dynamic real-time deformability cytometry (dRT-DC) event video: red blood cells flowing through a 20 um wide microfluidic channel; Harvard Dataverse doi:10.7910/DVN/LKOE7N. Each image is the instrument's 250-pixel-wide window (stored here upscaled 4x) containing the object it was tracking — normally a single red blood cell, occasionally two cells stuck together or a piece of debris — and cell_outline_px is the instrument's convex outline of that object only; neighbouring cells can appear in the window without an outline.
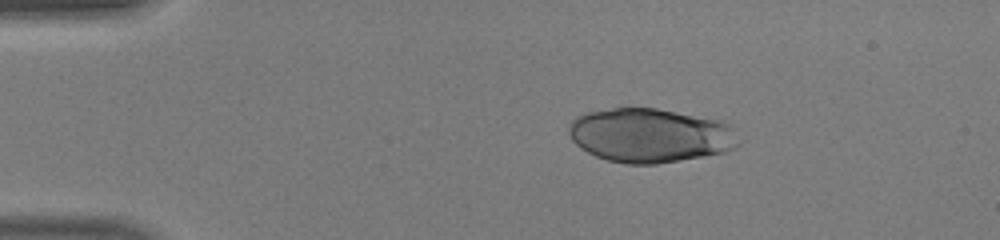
{"species": "human", "species_latin": "Homo sapiens", "temperature_condition": "warm", "stored_images_in_passage": 38, "camera_frame_rate_fps": 3000, "um_per_image_px": 0.085, "donor": {"sex": "male"}, "frame": {"image": 1, "passage_image": 1, "time_ms": 0.0, "image_size_px": [1000, 240], "cell_outline_px": [[740, 144], [736, 148], [724, 152], [680, 160], [656, 164], [624, 164], [608, 160], [596, 156], [580, 148], [572, 140], [568, 132], [568, 124], [576, 116], [588, 112], [612, 108], [656, 108], [720, 120], [728, 124], [740, 140]], "centroid_in_image_um": [55.24, 11.51], "position_along_channel_um": 29.8, "area_um2": 53.64}}